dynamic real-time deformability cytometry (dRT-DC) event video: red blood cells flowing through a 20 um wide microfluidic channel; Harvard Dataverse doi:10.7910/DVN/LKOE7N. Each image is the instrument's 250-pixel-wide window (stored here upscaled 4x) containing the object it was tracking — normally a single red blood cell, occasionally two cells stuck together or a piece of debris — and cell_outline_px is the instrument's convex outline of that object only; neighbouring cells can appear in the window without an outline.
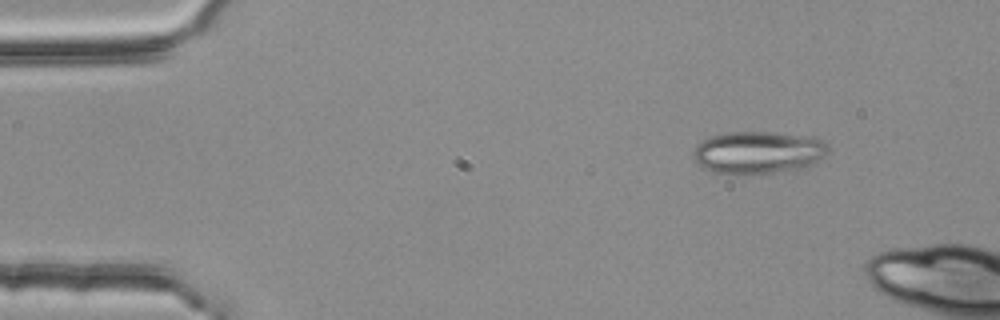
{"species": "common noctule bat (a hibernating species)", "species_latin": "Nyctalus noctula", "temperature_condition": "room temperature", "stored_images_in_passage": 3, "camera_frame_rate_fps": 3000, "um_per_image_px": 0.085, "animal": {"sex": "female", "body_mass_g": 25.1}, "frame": {"image": 1, "passage_image": 1, "time_ms": 0.0, "image_size_px": [1000, 320], "cell_outline_px": [[828, 152], [820, 160], [808, 168], [792, 172], [736, 176], [712, 172], [696, 164], [692, 160], [692, 152], [696, 144], [712, 136], [728, 132], [772, 132], [808, 136], [824, 140], [828, 144]], "centroid_in_image_um": [64.45, 13.01], "position_along_channel_um": 20.5, "area_um2": 34.74}}